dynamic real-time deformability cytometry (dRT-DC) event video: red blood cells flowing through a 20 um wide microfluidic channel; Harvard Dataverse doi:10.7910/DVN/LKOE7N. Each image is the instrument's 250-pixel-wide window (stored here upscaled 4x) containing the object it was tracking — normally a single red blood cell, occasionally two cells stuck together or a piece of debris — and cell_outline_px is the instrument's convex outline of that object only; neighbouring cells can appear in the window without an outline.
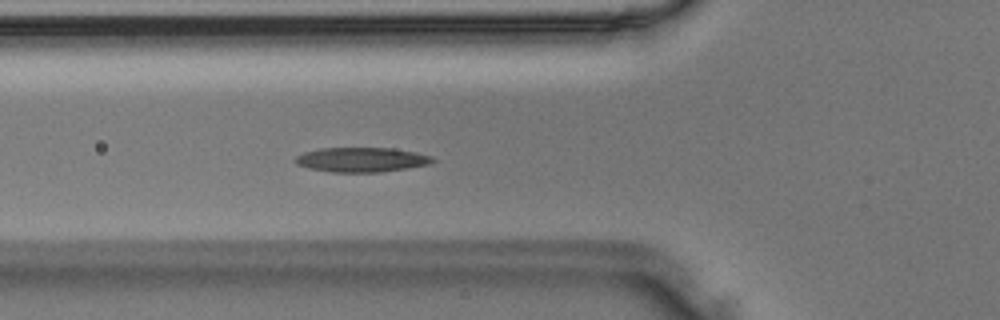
{"species": "Egyptian fruit bat (a non-hibernating species)", "species_latin": "Rousettus aegyptiacus", "temperature_condition": "room temperature", "stored_images_in_passage": 35, "segment_of_instrument_passage": [1, 2], "camera_frame_rate_fps": 3000, "um_per_image_px": 0.085, "animal": {"sex": "male"}, "frame": {"image": 1, "passage_image": 3, "time_ms": 0.667, "image_size_px": [1000, 320], "cell_outline_px": [[436, 160], [428, 164], [380, 172], [332, 172], [308, 168], [296, 164], [292, 160], [296, 156], [304, 152], [320, 148], [392, 148], [416, 152], [432, 156]], "centroid_in_image_um": [30.68, 13.57], "position_along_channel_um": 95.1, "area_um2": 19.65}}
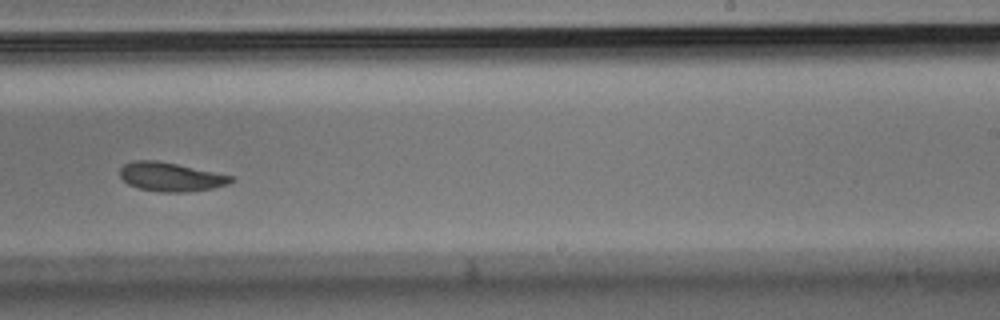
{"frame": {"image": 2, "passage_image": 16, "time_ms": 5.0, "image_size_px": [1000, 320], "cell_outline_px": [[236, 180], [228, 184], [212, 188], [188, 192], [160, 192], [140, 188], [128, 184], [120, 176], [120, 168], [124, 164], [132, 160], [156, 160], [176, 164], [232, 176]], "centroid_in_image_um": [14.49, 15.03], "position_along_channel_um": 274.5, "area_um2": 18.55}}
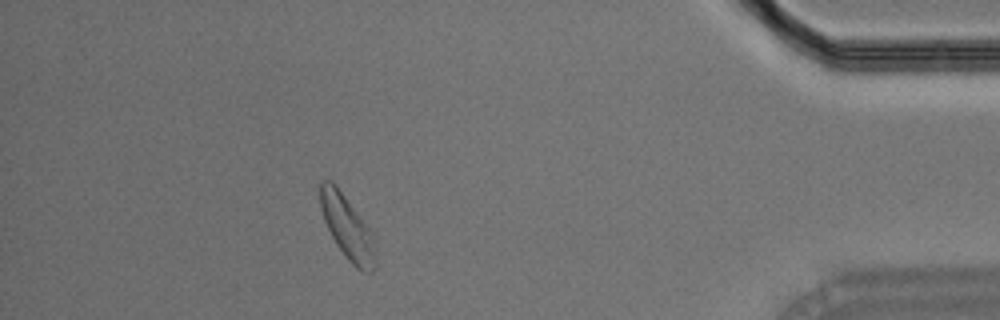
{"frame": {"image": 3, "passage_image": 29, "time_ms": 9.333, "image_size_px": [1000, 320], "cell_outline_px": [[376, 264], [372, 272], [364, 272], [356, 268], [348, 260], [336, 244], [324, 220], [320, 208], [320, 184], [324, 180], [332, 180], [336, 184], [356, 212], [372, 236], [376, 256]], "centroid_in_image_um": [29.49, 19.35], "position_along_channel_um": 405.7, "area_um2": 19.94}}